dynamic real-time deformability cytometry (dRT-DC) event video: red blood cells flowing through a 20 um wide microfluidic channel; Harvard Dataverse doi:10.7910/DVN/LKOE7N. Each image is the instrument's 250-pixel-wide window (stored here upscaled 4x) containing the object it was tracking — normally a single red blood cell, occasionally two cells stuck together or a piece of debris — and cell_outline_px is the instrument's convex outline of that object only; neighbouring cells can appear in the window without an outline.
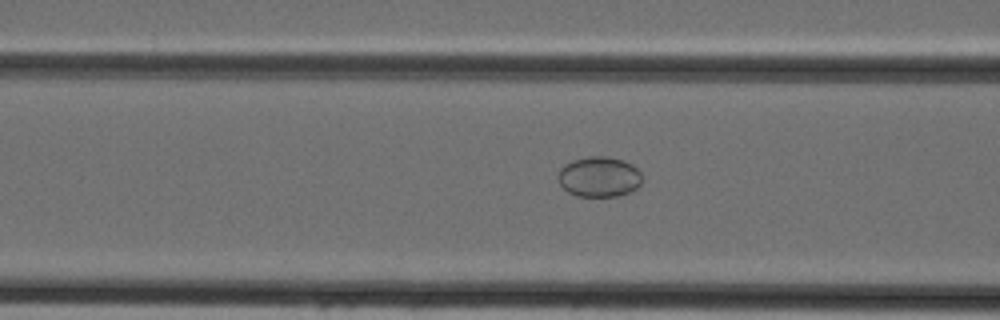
{"species": "Egyptian fruit bat (a non-hibernating species)", "species_latin": "Rousettus aegyptiacus", "temperature_condition": "cold", "stored_images_in_passage": 36, "camera_frame_rate_fps": 3000, "um_per_image_px": 0.085, "animal": {"sex": "female"}, "frame": {"image": 1, "passage_image": 11, "time_ms": 3.333, "image_size_px": [1000, 320], "cell_outline_px": [[640, 184], [632, 192], [620, 196], [576, 196], [568, 192], [560, 184], [556, 176], [560, 168], [564, 164], [572, 160], [588, 156], [608, 156], [624, 160], [632, 164], [640, 172]], "centroid_in_image_um": [50.9, 15.02], "position_along_channel_um": 115.7, "area_um2": 20.0}}
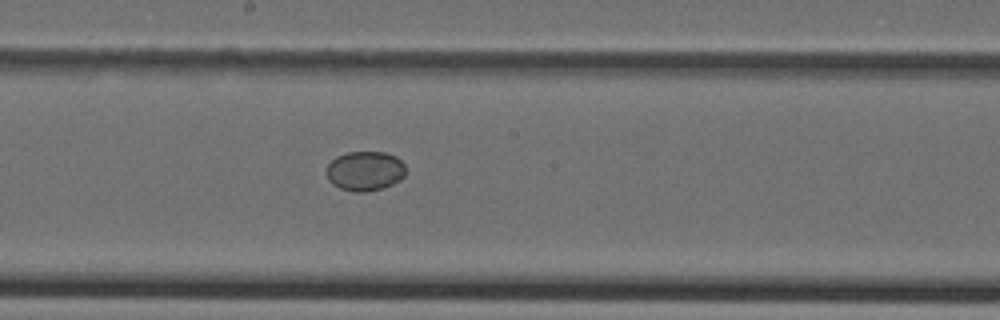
{"frame": {"image": 2, "passage_image": 18, "time_ms": 5.667, "image_size_px": [1000, 320], "cell_outline_px": [[404, 176], [400, 180], [384, 188], [364, 192], [352, 192], [340, 188], [332, 184], [328, 180], [328, 164], [336, 156], [348, 152], [384, 152], [396, 156], [404, 164]], "centroid_in_image_um": [31.02, 14.54], "position_along_channel_um": 217.2, "area_um2": 18.26}}
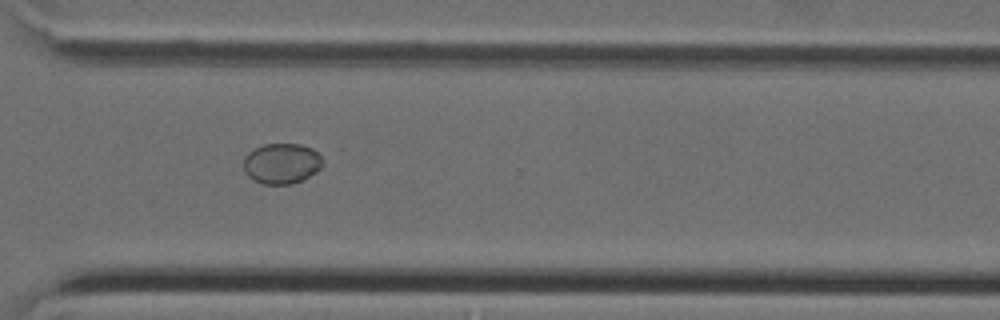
{"frame": {"image": 3, "passage_image": 27, "time_ms": 8.667, "image_size_px": [1000, 320], "cell_outline_px": [[324, 164], [316, 172], [292, 184], [264, 184], [252, 180], [244, 172], [244, 156], [248, 152], [264, 144], [300, 144], [312, 148], [320, 156]], "centroid_in_image_um": [23.92, 13.9], "position_along_channel_um": 346.7, "area_um2": 18.67}}